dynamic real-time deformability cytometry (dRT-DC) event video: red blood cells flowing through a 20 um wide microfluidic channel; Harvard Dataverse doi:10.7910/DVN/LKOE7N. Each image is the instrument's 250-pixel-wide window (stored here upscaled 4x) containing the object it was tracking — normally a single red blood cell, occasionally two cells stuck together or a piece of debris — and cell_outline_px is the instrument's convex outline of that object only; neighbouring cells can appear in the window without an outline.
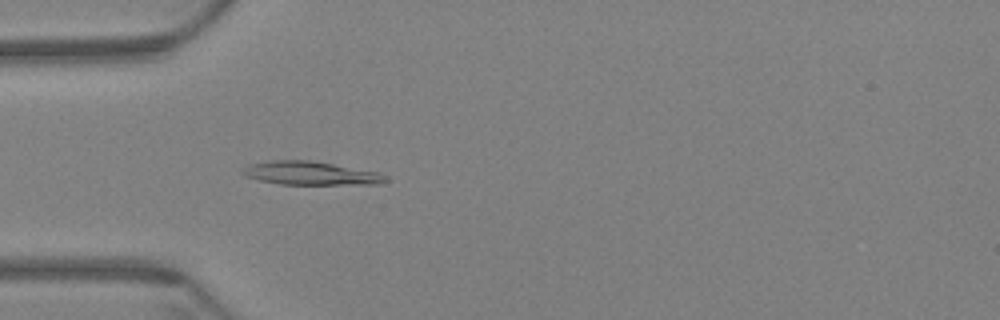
{"species": "Egyptian fruit bat (a non-hibernating species)", "species_latin": "Rousettus aegyptiacus", "temperature_condition": "warm", "stored_images_in_passage": 60, "camera_frame_rate_fps": 3000, "um_per_image_px": 0.085, "animal": {"sex": "female"}, "frame": {"image": 1, "passage_image": 19, "time_ms": 6.0, "image_size_px": [1000, 320], "cell_outline_px": [[388, 180], [376, 184], [280, 184], [260, 180], [244, 176], [240, 172], [248, 164], [272, 160], [308, 160], [332, 164], [376, 172], [384, 176]], "centroid_in_image_um": [26.31, 14.72], "position_along_channel_um": 58.7, "area_um2": 19.19}}
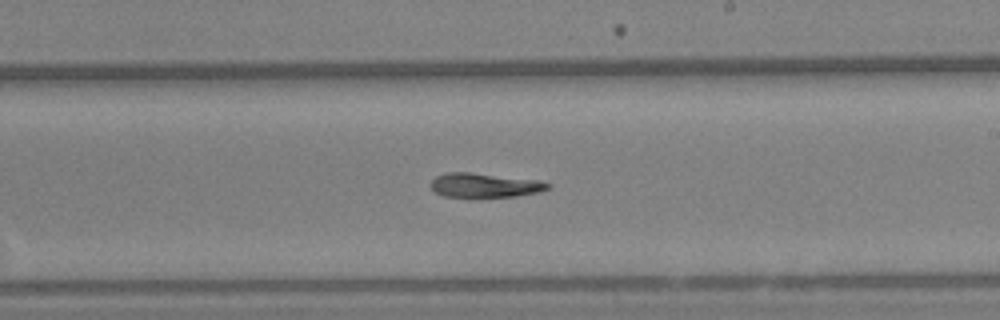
{"frame": {"image": 2, "passage_image": 36, "time_ms": 11.667, "image_size_px": [1000, 320], "cell_outline_px": [[552, 184], [548, 188], [540, 192], [516, 196], [444, 196], [436, 192], [428, 184], [436, 176], [448, 172], [468, 172], [540, 180]], "centroid_in_image_um": [41.21, 15.73], "position_along_channel_um": 247.8, "area_um2": 16.36}}
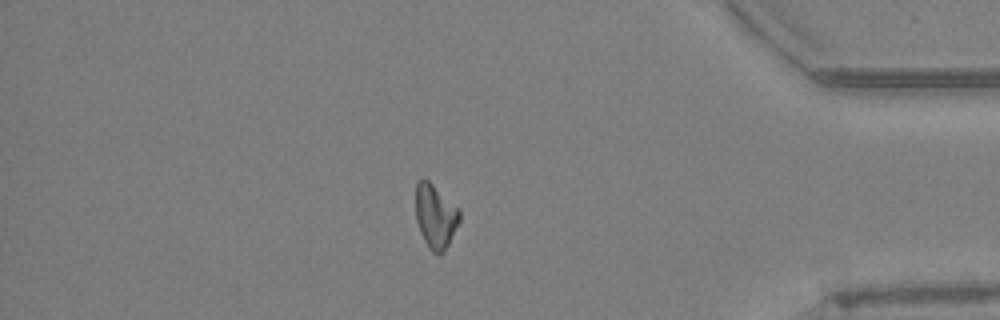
{"frame": {"image": 3, "passage_image": 52, "time_ms": 17.0, "image_size_px": [1000, 320], "cell_outline_px": [[460, 220], [448, 244], [440, 252], [432, 252], [428, 248], [420, 232], [416, 220], [416, 184], [424, 176], [460, 208]], "centroid_in_image_um": [37.01, 18.32], "position_along_channel_um": 398.2, "area_um2": 16.3}}